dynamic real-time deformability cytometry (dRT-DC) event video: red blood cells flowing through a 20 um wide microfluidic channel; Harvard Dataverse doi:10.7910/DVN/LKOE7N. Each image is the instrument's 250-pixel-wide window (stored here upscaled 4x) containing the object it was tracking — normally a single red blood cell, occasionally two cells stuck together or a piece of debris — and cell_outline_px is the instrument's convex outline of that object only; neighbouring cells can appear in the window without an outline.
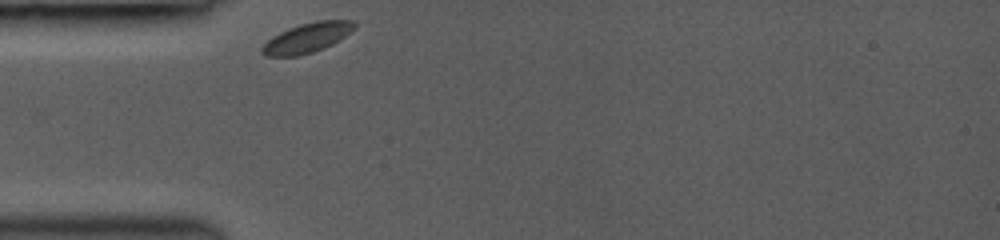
{"species": "common noctule bat (a hibernating species)", "species_latin": "Nyctalus noctula", "temperature_condition": "room temperature", "stored_images_in_passage": 4, "camera_frame_rate_fps": 3000, "um_per_image_px": 0.085, "animal": {"sex": "female", "body_mass_g": 19.0, "forearm_length_mm": 53.3}, "frame": {"image": 1, "passage_image": 1, "time_ms": 0.0, "image_size_px": [1000, 240], "cell_outline_px": [[356, 24], [344, 36], [332, 44], [324, 48], [312, 52], [296, 56], [264, 56], [260, 52], [260, 48], [272, 36], [288, 28], [300, 24], [316, 20], [356, 20]], "centroid_in_image_um": [26.06, 3.21], "position_along_channel_um": 58.9, "area_um2": 15.9}}